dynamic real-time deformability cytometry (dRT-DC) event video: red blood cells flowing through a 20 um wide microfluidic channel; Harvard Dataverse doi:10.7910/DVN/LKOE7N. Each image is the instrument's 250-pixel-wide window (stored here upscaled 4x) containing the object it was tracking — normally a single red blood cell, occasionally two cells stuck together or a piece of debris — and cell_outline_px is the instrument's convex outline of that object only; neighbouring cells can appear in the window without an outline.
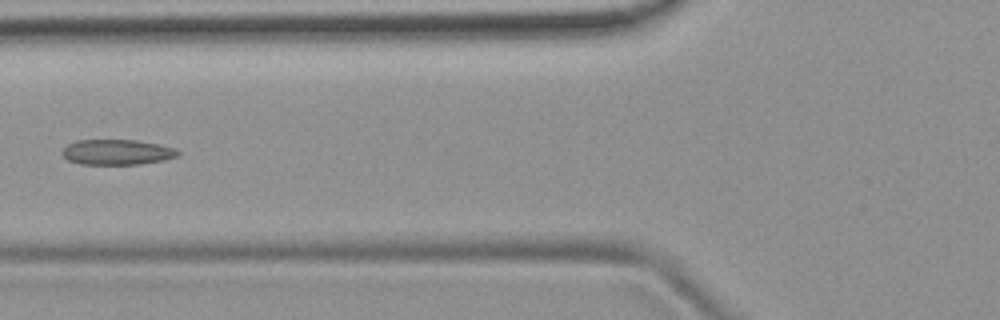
{"species": "common noctule bat (a hibernating species)", "species_latin": "Nyctalus noctula", "temperature_condition": "room temperature", "stored_images_in_passage": 5, "camera_frame_rate_fps": 3000, "um_per_image_px": 0.085, "animal": {"sex": "female", "body_mass_g": 19.9}, "frame": {"image": 1, "passage_image": 5, "time_ms": 6.0, "image_size_px": [1000, 320], "cell_outline_px": [[180, 156], [164, 160], [140, 164], [80, 164], [68, 160], [60, 152], [68, 144], [76, 140], [136, 140], [160, 144], [176, 148], [180, 152]], "centroid_in_image_um": [9.98, 12.93], "position_along_channel_um": 115.8, "area_um2": 17.22}}